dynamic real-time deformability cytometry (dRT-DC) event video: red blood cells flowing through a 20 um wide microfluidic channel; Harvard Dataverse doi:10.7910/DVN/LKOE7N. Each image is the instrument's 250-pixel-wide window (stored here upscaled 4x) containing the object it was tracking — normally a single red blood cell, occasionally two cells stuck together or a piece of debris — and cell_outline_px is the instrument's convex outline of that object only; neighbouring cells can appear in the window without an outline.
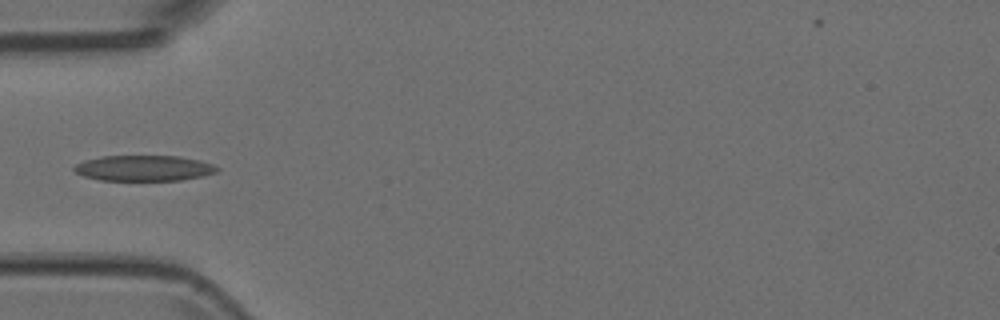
{"species": "Egyptian fruit bat (a non-hibernating species)", "species_latin": "Rousettus aegyptiacus", "temperature_condition": "room temperature", "stored_images_in_passage": 4, "camera_frame_rate_fps": 3000, "um_per_image_px": 0.085, "animal": {"sex": "female"}, "frame": {"image": 1, "passage_image": 3, "time_ms": 0.667, "image_size_px": [1000, 320], "cell_outline_px": [[220, 168], [216, 172], [204, 176], [180, 180], [100, 180], [84, 176], [76, 172], [72, 168], [76, 164], [84, 160], [100, 156], [180, 156], [200, 160], [212, 164]], "centroid_in_image_um": [12.24, 14.29], "position_along_channel_um": 72.8, "area_um2": 21.39}}
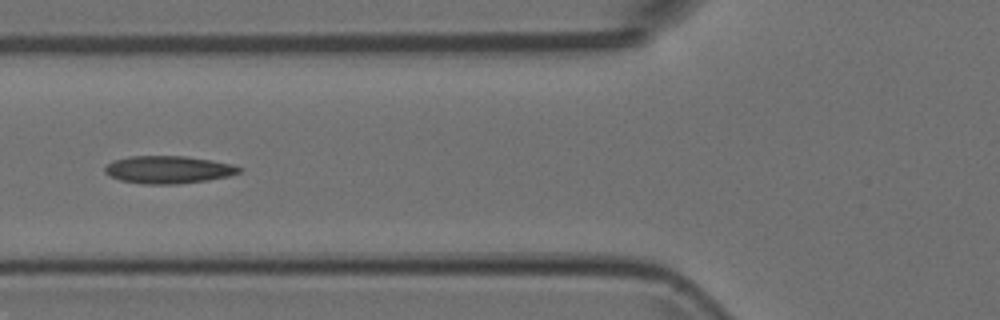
{"frame": {"image": 2, "passage_image": 4, "time_ms": 1.0, "image_size_px": [1000, 320], "cell_outline_px": [[244, 168], [240, 172], [228, 176], [208, 180], [176, 184], [144, 184], [120, 180], [104, 172], [104, 168], [112, 160], [128, 156], [184, 156], [212, 160], [232, 164]], "centroid_in_image_um": [14.31, 14.41], "position_along_channel_um": 111.5, "area_um2": 21.62}}